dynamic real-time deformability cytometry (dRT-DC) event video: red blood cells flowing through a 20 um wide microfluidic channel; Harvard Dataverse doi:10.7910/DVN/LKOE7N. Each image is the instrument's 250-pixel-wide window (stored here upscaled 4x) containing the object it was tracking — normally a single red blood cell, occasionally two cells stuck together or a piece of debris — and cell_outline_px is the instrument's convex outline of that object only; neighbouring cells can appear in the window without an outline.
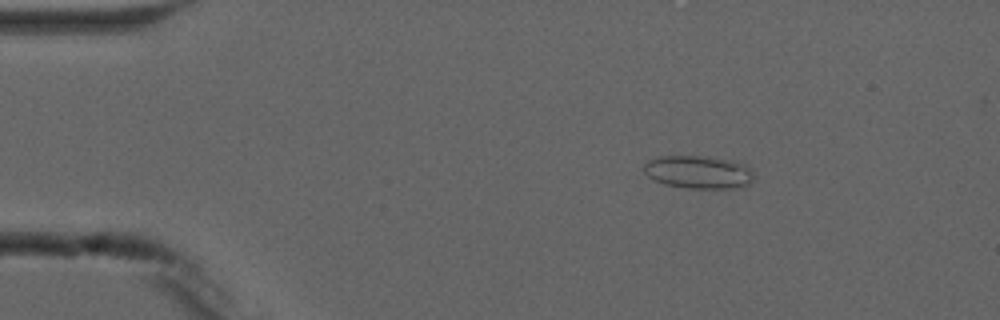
{"species": "common noctule bat (a hibernating species)", "species_latin": "Nyctalus noctula", "temperature_condition": "cold", "stored_images_in_passage": 5, "camera_frame_rate_fps": 3000, "um_per_image_px": 0.085, "animal": {"sex": "male", "forearm_length_mm": 52.5}, "frame": {"image": 1, "passage_image": 3, "time_ms": 2.333, "image_size_px": [1000, 320], "cell_outline_px": [[756, 176], [748, 184], [732, 188], [688, 188], [664, 184], [648, 176], [644, 172], [644, 164], [648, 160], [660, 156], [712, 156], [744, 164]], "centroid_in_image_um": [59.36, 14.62], "position_along_channel_um": 25.6, "area_um2": 21.04}}